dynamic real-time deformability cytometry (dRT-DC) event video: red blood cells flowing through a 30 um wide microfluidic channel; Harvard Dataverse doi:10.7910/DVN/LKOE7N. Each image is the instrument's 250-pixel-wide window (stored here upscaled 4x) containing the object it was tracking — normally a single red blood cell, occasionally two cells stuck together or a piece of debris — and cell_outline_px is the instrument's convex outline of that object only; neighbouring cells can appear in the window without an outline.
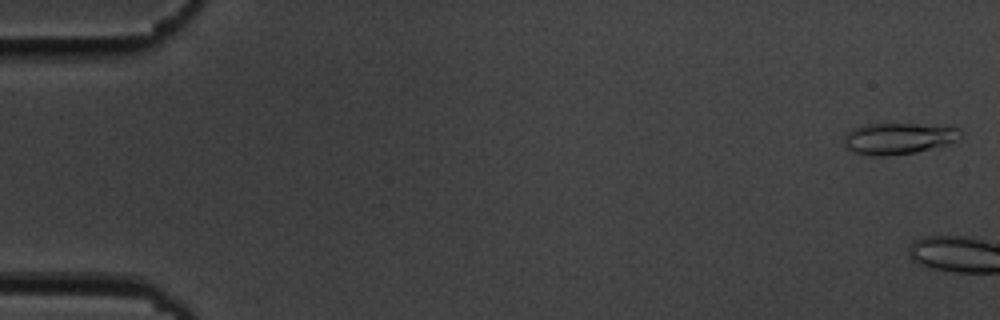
{"species": "common noctule bat (a hibernating species)", "species_latin": "Nyctalus noctula", "temperature_condition": "cold", "stored_images_in_passage": 5, "camera_frame_rate_fps": 3000, "um_per_image_px": 0.085, "animal": {"sex": "male", "body_mass_g": 19.5, "forearm_length_mm": 54.6}, "frame": {"image": 1, "passage_image": 2, "time_ms": 0.333, "image_size_px": [1000, 320], "cell_outline_px": [[964, 132], [956, 140], [948, 144], [916, 152], [884, 156], [872, 156], [856, 152], [844, 148], [844, 136], [852, 128], [864, 124], [948, 124], [960, 128]], "centroid_in_image_um": [76.42, 11.74], "position_along_channel_um": 8.6, "area_um2": 21.73}}